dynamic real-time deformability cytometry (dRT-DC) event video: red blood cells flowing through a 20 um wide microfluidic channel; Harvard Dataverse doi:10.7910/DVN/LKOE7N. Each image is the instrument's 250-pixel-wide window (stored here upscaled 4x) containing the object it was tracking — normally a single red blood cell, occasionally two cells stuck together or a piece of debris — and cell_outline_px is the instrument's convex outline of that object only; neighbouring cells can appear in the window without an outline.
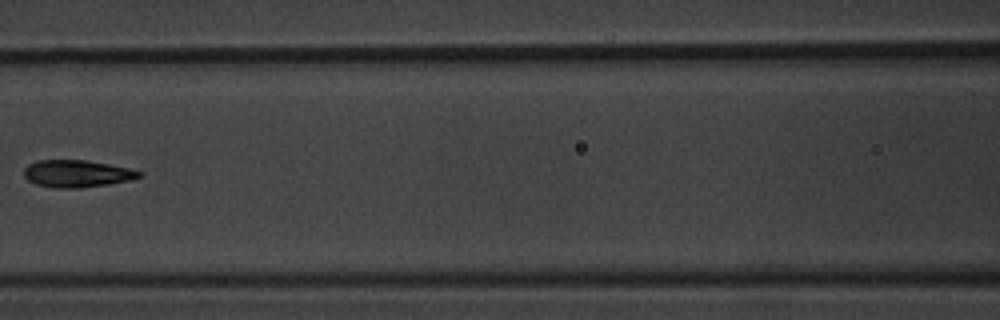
{"species": "common noctule bat (a hibernating species)", "species_latin": "Nyctalus noctula", "temperature_condition": "warm", "stored_images_in_passage": 7, "camera_frame_rate_fps": 3000, "um_per_image_px": 0.085, "animal": {"sex": "male", "body_mass_g": 20.1, "forearm_length_mm": 53.5}, "frame": {"image": 1, "passage_image": 6, "time_ms": 6.333, "image_size_px": [1000, 320], "cell_outline_px": [[144, 172], [140, 176], [132, 180], [108, 184], [80, 188], [56, 188], [36, 184], [28, 180], [24, 176], [24, 168], [28, 164], [40, 160], [88, 160], [132, 168]], "centroid_in_image_um": [6.58, 14.75], "position_along_channel_um": 160.0, "area_um2": 18.44}}
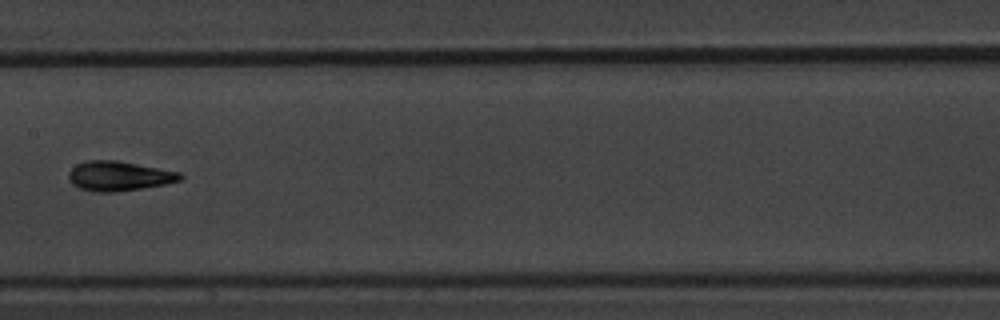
{"frame": {"image": 2, "passage_image": 7, "time_ms": 7.333, "image_size_px": [1000, 320], "cell_outline_px": [[184, 176], [180, 180], [164, 184], [140, 188], [112, 192], [96, 192], [80, 188], [72, 184], [68, 180], [68, 172], [76, 164], [88, 160], [116, 160], [180, 172]], "centroid_in_image_um": [10.07, 14.95], "position_along_channel_um": 197.3, "area_um2": 19.13}}